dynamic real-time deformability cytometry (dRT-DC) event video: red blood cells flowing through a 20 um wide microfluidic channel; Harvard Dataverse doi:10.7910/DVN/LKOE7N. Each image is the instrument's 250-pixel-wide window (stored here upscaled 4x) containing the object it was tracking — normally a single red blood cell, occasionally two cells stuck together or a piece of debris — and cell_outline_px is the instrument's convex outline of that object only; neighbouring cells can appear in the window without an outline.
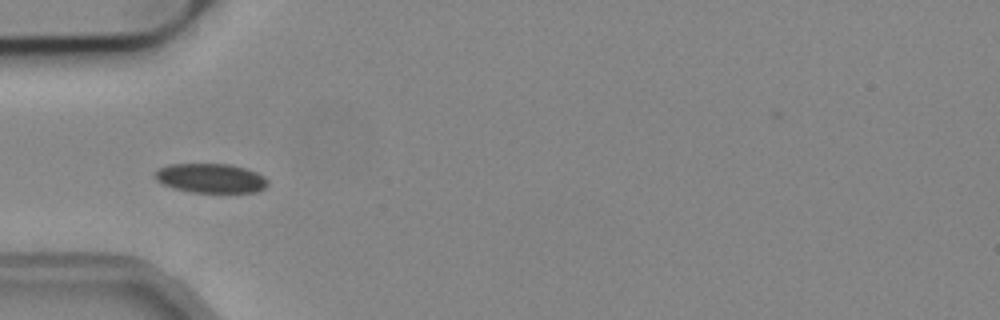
{"species": "common noctule bat (a hibernating species)", "species_latin": "Nyctalus noctula", "temperature_condition": "cold", "stored_images_in_passage": 16, "camera_frame_rate_fps": 3000, "um_per_image_px": 0.085, "animal": {"sex": "male", "body_mass_g": 19.2, "forearm_length_mm": 51.8}, "frame": {"image": 1, "passage_image": 3, "time_ms": 0.667, "image_size_px": [1000, 320], "cell_outline_px": [[268, 184], [264, 188], [256, 192], [192, 192], [176, 188], [164, 184], [156, 180], [152, 176], [160, 168], [168, 164], [228, 164], [244, 168], [256, 172], [264, 176], [268, 180]], "centroid_in_image_um": [17.92, 15.14], "position_along_channel_um": 67.1, "area_um2": 19.13}}